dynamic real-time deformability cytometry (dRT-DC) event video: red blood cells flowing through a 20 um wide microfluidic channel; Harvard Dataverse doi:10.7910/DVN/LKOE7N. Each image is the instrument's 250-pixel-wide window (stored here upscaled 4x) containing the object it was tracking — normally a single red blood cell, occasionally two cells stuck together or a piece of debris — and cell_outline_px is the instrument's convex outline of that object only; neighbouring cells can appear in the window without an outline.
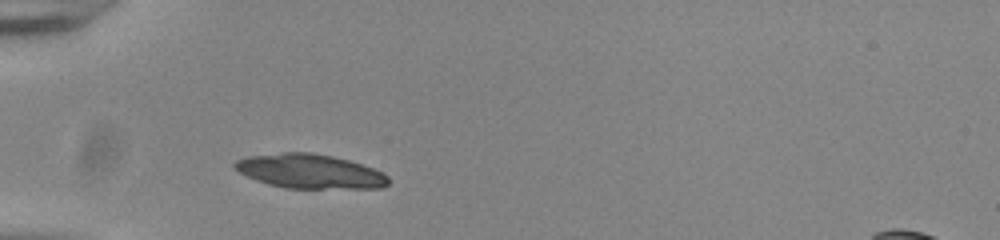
{"species": "common noctule bat (a hibernating species)", "species_latin": "Nyctalus noctula", "temperature_condition": "room temperature", "stored_images_in_passage": 31, "camera_frame_rate_fps": 3000, "um_per_image_px": 0.085, "animal": {"sex": "male", "body_mass_g": 20.0, "forearm_length_mm": 53.3}, "frame": {"image": 1, "passage_image": 1, "time_ms": 0.0, "image_size_px": [1000, 240], "cell_outline_px": [[388, 184], [380, 188], [284, 188], [268, 184], [256, 180], [232, 168], [232, 164], [236, 160], [244, 156], [284, 152], [312, 152], [332, 156], [348, 160], [372, 168], [388, 176]], "centroid_in_image_um": [26.27, 14.55], "position_along_channel_um": 58.7, "area_um2": 30.69}}
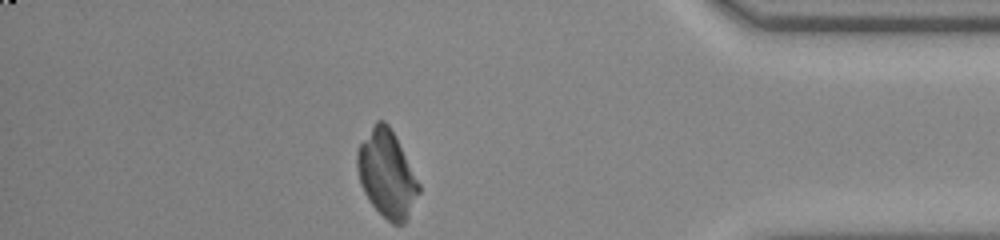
{"frame": {"image": 2, "passage_image": 31, "time_ms": 10.0, "image_size_px": [1000, 240], "cell_outline_px": [[420, 192], [404, 224], [392, 224], [372, 204], [364, 192], [360, 184], [356, 168], [356, 152], [360, 144], [376, 120], [384, 120], [388, 124], [420, 184]], "centroid_in_image_um": [32.86, 14.79], "position_along_channel_um": 402.3, "area_um2": 30.75}}